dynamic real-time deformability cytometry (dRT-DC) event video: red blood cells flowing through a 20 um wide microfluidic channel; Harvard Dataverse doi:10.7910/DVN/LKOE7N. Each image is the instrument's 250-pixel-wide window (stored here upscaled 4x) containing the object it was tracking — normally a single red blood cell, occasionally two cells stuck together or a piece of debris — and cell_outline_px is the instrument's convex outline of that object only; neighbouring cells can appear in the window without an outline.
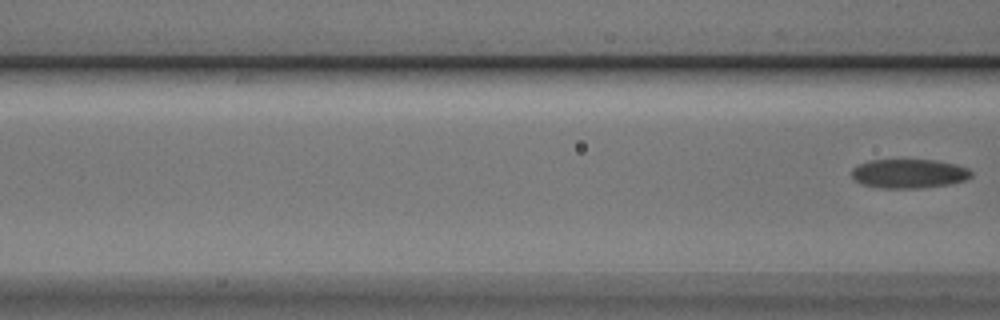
{"species": "Egyptian fruit bat (a non-hibernating species)", "species_latin": "Rousettus aegyptiacus", "temperature_condition": "cold", "stored_images_in_passage": 3, "camera_frame_rate_fps": 3000, "um_per_image_px": 0.085, "animal": {"sex": "male"}, "frame": {"image": 1, "passage_image": 3, "time_ms": 0.667, "image_size_px": [1000, 320], "cell_outline_px": [[972, 176], [964, 180], [952, 184], [920, 188], [884, 188], [864, 184], [856, 180], [852, 176], [852, 168], [868, 160], [936, 160], [956, 164], [968, 168], [972, 172]], "centroid_in_image_um": [77.3, 14.75], "position_along_channel_um": 89.3, "area_um2": 20.23}}